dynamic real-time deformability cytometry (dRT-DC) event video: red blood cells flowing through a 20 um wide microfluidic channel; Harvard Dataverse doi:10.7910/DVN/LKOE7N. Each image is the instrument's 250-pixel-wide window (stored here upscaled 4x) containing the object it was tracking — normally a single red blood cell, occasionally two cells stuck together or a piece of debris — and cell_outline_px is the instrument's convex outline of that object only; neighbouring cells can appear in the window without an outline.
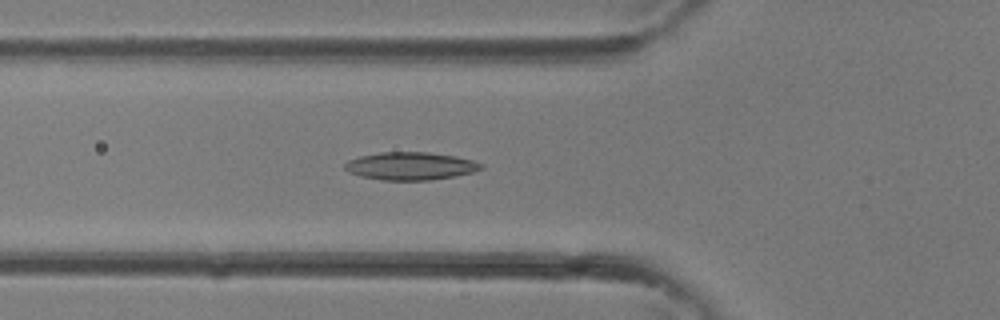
{"species": "common noctule bat (a hibernating species)", "species_latin": "Nyctalus noctula", "temperature_condition": "room temperature", "stored_images_in_passage": 36, "camera_frame_rate_fps": 3000, "um_per_image_px": 0.085, "animal": {"sex": "female"}, "frame": {"image": 1, "passage_image": 13, "time_ms": 4.0, "image_size_px": [1000, 320], "cell_outline_px": [[484, 168], [472, 172], [456, 176], [428, 180], [380, 180], [360, 176], [348, 172], [344, 168], [344, 164], [348, 160], [360, 156], [380, 152], [428, 152], [456, 156], [472, 160], [484, 164]], "centroid_in_image_um": [34.89, 14.11], "position_along_channel_um": 90.9, "area_um2": 22.2}}
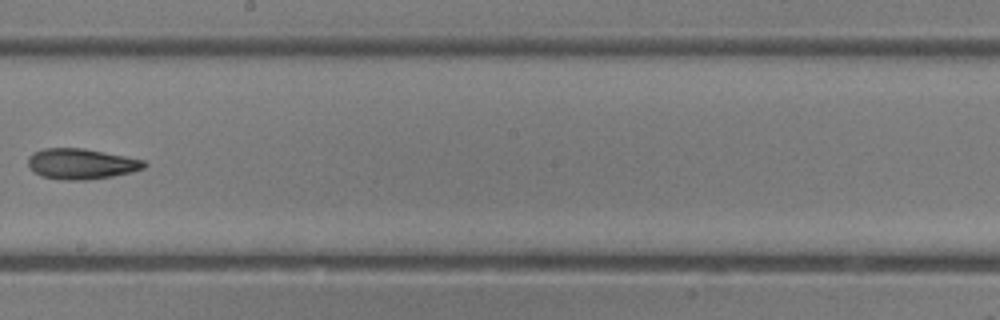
{"frame": {"image": 2, "passage_image": 21, "time_ms": 6.667, "image_size_px": [1000, 320], "cell_outline_px": [[148, 164], [144, 168], [132, 172], [112, 176], [88, 180], [64, 180], [40, 176], [32, 172], [28, 164], [28, 156], [32, 152], [44, 148], [84, 148], [144, 160]], "centroid_in_image_um": [6.87, 13.93], "position_along_channel_um": 241.3, "area_um2": 20.87}}
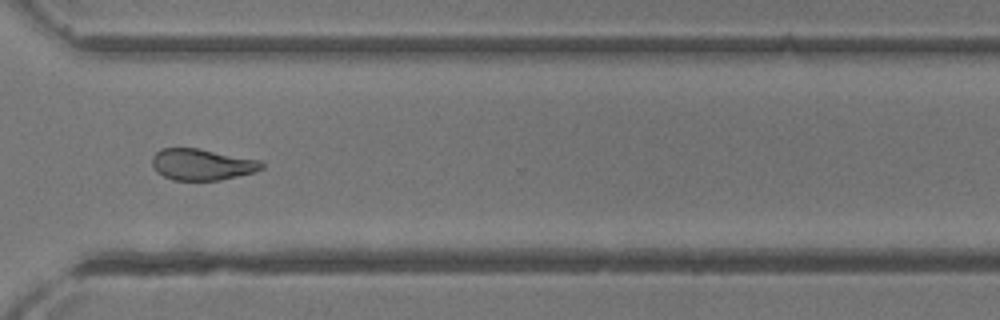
{"frame": {"image": 3, "passage_image": 27, "time_ms": 8.667, "image_size_px": [1000, 320], "cell_outline_px": [[264, 168], [252, 172], [220, 180], [172, 180], [156, 172], [152, 164], [152, 156], [160, 148], [196, 148], [260, 160], [264, 164]], "centroid_in_image_um": [17.13, 13.98], "position_along_channel_um": 353.5, "area_um2": 19.88}}